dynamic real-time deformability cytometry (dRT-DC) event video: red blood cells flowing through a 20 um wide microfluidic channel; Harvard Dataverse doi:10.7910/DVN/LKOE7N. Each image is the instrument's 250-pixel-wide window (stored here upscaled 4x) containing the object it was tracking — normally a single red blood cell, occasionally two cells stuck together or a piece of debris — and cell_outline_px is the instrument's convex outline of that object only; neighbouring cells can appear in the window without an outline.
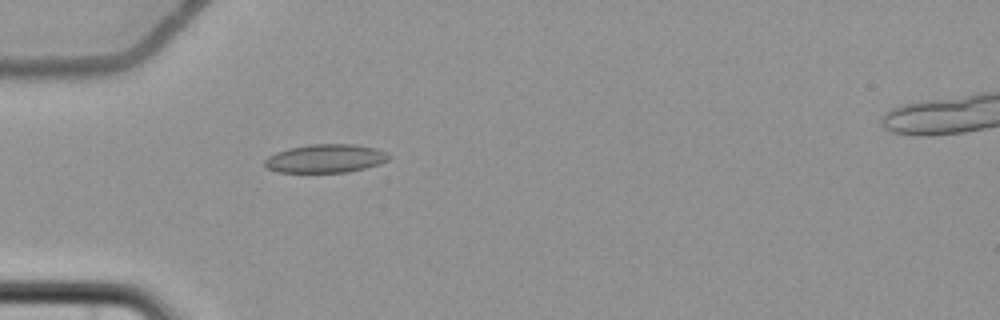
{"species": "common noctule bat (a hibernating species)", "species_latin": "Nyctalus noctula", "temperature_condition": "cold", "stored_images_in_passage": 1, "camera_frame_rate_fps": 3000, "um_per_image_px": 0.085, "animal": {"sex": "female", "body_mass_g": 22.7, "forearm_length_mm": 54.2}, "frame": {"image": 1, "passage_image": 1, "time_ms": 0.0, "image_size_px": [1000, 320], "cell_outline_px": [[392, 156], [388, 160], [380, 164], [348, 172], [276, 172], [264, 168], [264, 160], [268, 156], [276, 152], [288, 148], [312, 144], [356, 144], [376, 148]], "centroid_in_image_um": [27.64, 13.47], "position_along_channel_um": 57.4, "area_um2": 20.75}}